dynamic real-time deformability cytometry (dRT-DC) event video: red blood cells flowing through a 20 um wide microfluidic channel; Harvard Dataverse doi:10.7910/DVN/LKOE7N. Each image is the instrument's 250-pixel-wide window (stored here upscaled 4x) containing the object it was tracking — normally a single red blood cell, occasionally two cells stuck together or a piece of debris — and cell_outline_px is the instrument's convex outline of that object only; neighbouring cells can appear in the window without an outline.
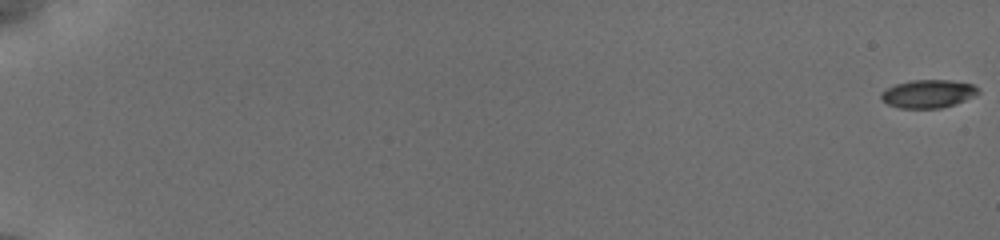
{"species": "common noctule bat (a hibernating species)", "species_latin": "Nyctalus noctula", "temperature_condition": "cold", "stored_images_in_passage": 57, "camera_frame_rate_fps": 3000, "um_per_image_px": 0.085, "animal": {"sex": "female", "body_mass_g": 19.5, "forearm_length_mm": 54.1}, "frame": {"image": 1, "passage_image": 1, "time_ms": 0.0, "image_size_px": [1000, 240], "cell_outline_px": [[980, 92], [964, 100], [940, 108], [900, 108], [888, 104], [880, 100], [880, 92], [896, 84], [912, 80], [948, 80], [972, 84], [980, 88]], "centroid_in_image_um": [78.86, 7.97], "position_along_channel_um": 6.1, "area_um2": 15.78}}
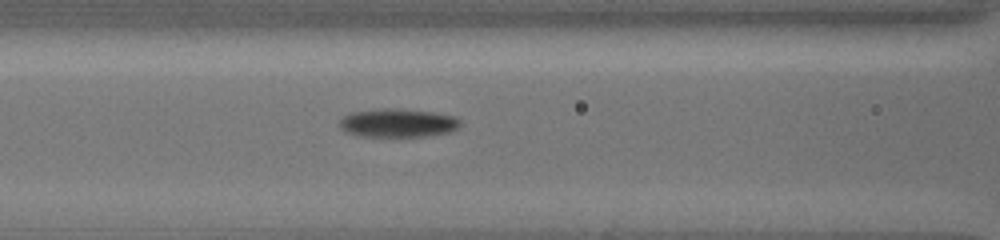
{"frame": {"image": 2, "passage_image": 28, "time_ms": 9.0, "image_size_px": [1000, 240], "cell_outline_px": [[460, 124], [452, 132], [424, 136], [356, 136], [344, 132], [340, 128], [340, 120], [348, 112], [376, 108], [400, 108], [432, 112], [456, 116], [460, 120]], "centroid_in_image_um": [33.77, 10.44], "position_along_channel_um": 132.8, "area_um2": 20.4}}
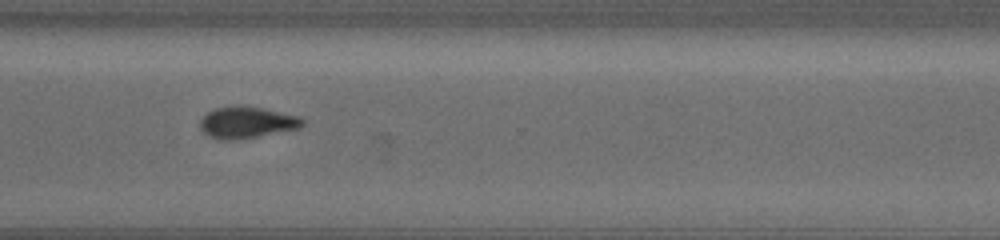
{"frame": {"image": 3, "passage_image": 45, "time_ms": 14.667, "image_size_px": [1000, 240], "cell_outline_px": [[304, 124], [300, 128], [236, 140], [220, 140], [208, 136], [200, 128], [200, 120], [208, 112], [216, 108], [232, 104], [264, 108], [300, 116], [304, 120]], "centroid_in_image_um": [20.97, 10.39], "position_along_channel_um": 349.6, "area_um2": 19.02}, "authors_computed_cell_mechanics": {"area_um2": 18.0914, "velocity_mm_per_s": 3.8263, "shape_relaxation_time_tau1_ms": 3.0725, "shape_relaxation_time_tau2_ms": null, "deformation_change_tau1": 0.1284, "deformation_change_tau2": null}}